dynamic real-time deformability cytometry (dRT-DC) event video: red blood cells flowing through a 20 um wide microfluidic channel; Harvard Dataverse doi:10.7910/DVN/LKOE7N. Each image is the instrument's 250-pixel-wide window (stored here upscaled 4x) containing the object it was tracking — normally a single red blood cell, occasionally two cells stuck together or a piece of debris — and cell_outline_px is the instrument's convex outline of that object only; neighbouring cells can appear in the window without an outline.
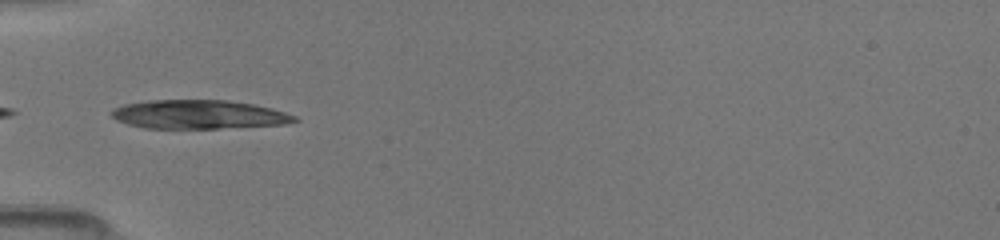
{"species": "common noctule bat (a hibernating species)", "species_latin": "Nyctalus noctula", "temperature_condition": "room temperature", "stored_images_in_passage": 28, "camera_frame_rate_fps": 3000, "um_per_image_px": 0.085, "animal": {"sex": "female", "body_mass_g": 19.5, "forearm_length_mm": 54.1}, "frame": {"image": 1, "passage_image": 1, "time_ms": 0.0, "image_size_px": [1000, 240], "cell_outline_px": [[300, 120], [284, 124], [220, 128], [144, 128], [128, 124], [116, 120], [108, 112], [112, 108], [124, 104], [148, 100], [228, 100], [252, 104], [272, 108], [296, 116]], "centroid_in_image_um": [16.85, 9.72], "position_along_channel_um": 68.2, "area_um2": 30.81}}
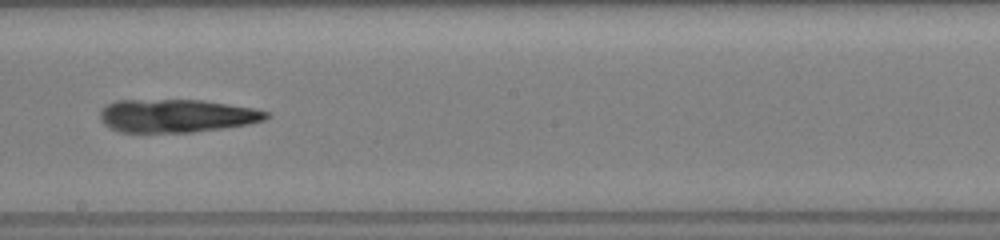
{"frame": {"image": 2, "passage_image": 14, "time_ms": 4.0, "image_size_px": [1000, 240], "cell_outline_px": [[268, 116], [264, 120], [248, 124], [192, 132], [120, 132], [108, 128], [100, 120], [100, 112], [108, 104], [116, 100], [200, 100], [252, 108], [268, 112]], "centroid_in_image_um": [14.95, 9.84], "position_along_channel_um": 233.3, "area_um2": 31.79}}
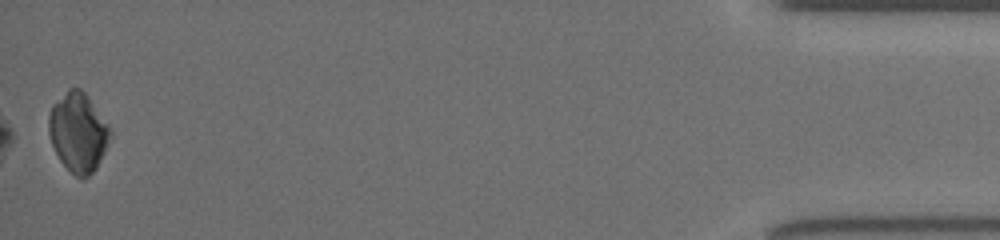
{"frame": {"image": 3, "passage_image": 28, "time_ms": 10.667, "image_size_px": [1000, 240], "cell_outline_px": [[112, 136], [96, 168], [84, 180], [80, 180], [60, 160], [52, 144], [48, 132], [48, 116], [52, 104], [68, 88], [80, 88], [84, 92], [112, 132]], "centroid_in_image_um": [6.62, 11.25], "position_along_channel_um": 428.6, "area_um2": 28.03}}